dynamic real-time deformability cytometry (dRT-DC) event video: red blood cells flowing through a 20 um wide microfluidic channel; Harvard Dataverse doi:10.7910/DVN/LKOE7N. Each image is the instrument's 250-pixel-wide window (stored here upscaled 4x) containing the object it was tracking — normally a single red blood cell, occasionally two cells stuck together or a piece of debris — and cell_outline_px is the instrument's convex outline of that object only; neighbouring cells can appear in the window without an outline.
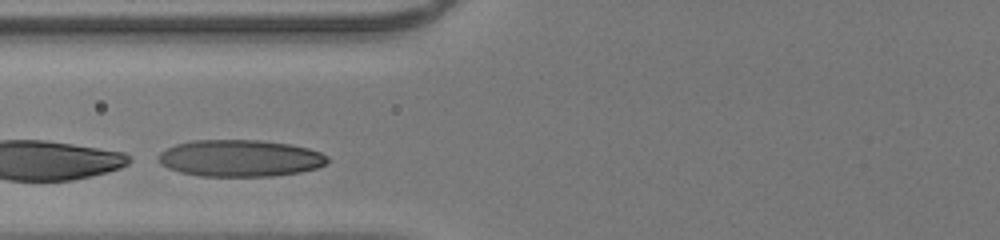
{"species": "human", "species_latin": "Homo sapiens", "temperature_condition": "room temperature", "stored_images_in_passage": 25, "camera_frame_rate_fps": 3000, "um_per_image_px": 0.085, "donor": {"sex": "male"}, "frame": {"image": 1, "passage_image": 5, "time_ms": 1.333, "image_size_px": [1000, 240], "cell_outline_px": [[328, 160], [324, 164], [316, 168], [300, 172], [272, 176], [200, 176], [180, 172], [168, 168], [160, 164], [156, 156], [160, 152], [176, 144], [192, 140], [260, 140], [288, 144], [308, 148], [320, 152], [328, 156]], "centroid_in_image_um": [20.37, 13.45], "position_along_channel_um": 105.4, "area_um2": 36.3}}
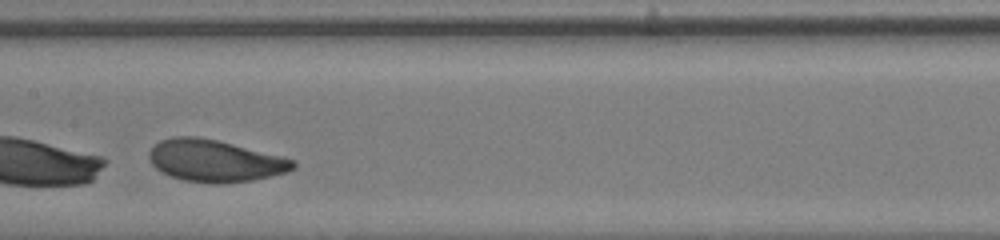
{"frame": {"image": 2, "passage_image": 11, "time_ms": 3.333, "image_size_px": [1000, 240], "cell_outline_px": [[296, 168], [288, 172], [252, 180], [220, 184], [212, 184], [184, 180], [172, 176], [156, 168], [152, 164], [148, 156], [148, 152], [160, 140], [172, 136], [196, 136], [216, 140], [284, 156], [292, 160], [296, 164]], "centroid_in_image_um": [18.28, 13.66], "position_along_channel_um": 189.1, "area_um2": 35.2}}
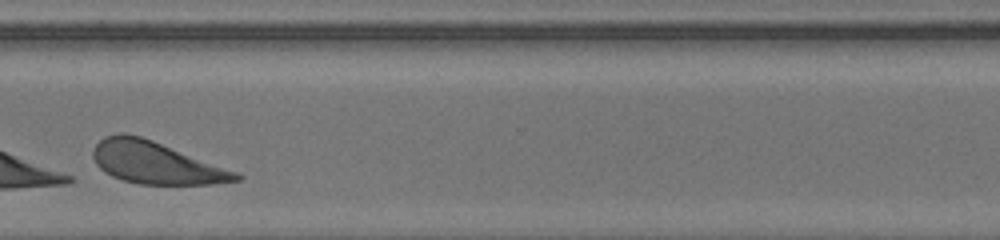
{"frame": {"image": 3, "passage_image": 23, "time_ms": 7.333, "image_size_px": [1000, 240], "cell_outline_px": [[244, 176], [240, 180], [212, 184], [140, 184], [124, 180], [112, 176], [104, 172], [96, 164], [92, 156], [92, 152], [96, 144], [104, 136], [120, 132], [124, 132], [140, 136], [152, 140], [236, 172]], "centroid_in_image_um": [13.19, 13.83], "position_along_channel_um": 357.4, "area_um2": 34.68}, "authors_computed_cell_mechanics": {"area_um2": 34.7956, "velocity_mm_per_s": 4.1894, "shape_relaxation_time_tau1_ms": 3.0252, "shape_relaxation_time_tau2_ms": null, "deformation_change_tau1": 0.156, "deformation_change_tau2": null}}